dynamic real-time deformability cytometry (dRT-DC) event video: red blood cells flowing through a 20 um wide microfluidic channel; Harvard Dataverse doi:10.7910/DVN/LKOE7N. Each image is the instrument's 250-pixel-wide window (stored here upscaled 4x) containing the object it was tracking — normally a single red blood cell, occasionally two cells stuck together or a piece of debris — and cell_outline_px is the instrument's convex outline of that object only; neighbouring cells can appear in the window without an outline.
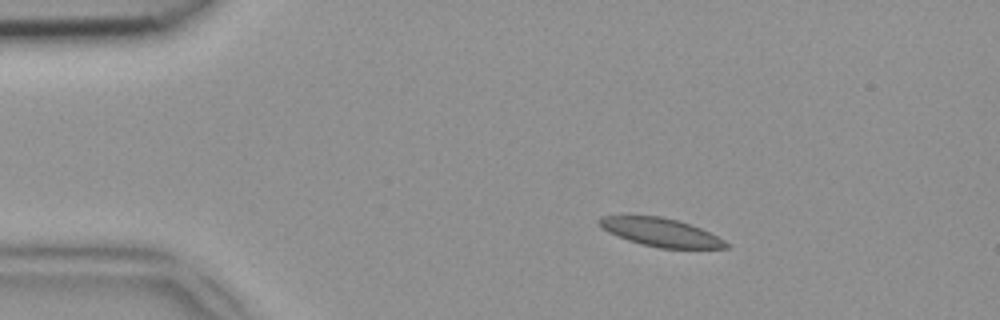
{"species": "common noctule bat (a hibernating species)", "species_latin": "Nyctalus noctula", "temperature_condition": "room temperature", "stored_images_in_passage": 43, "camera_frame_rate_fps": 3000, "um_per_image_px": 0.085, "animal": {"sex": "female", "body_mass_g": 18.4}, "frame": {"image": 1, "passage_image": 2, "time_ms": 0.333, "image_size_px": [1000, 320], "cell_outline_px": [[732, 244], [728, 248], [660, 248], [640, 244], [616, 236], [600, 228], [596, 220], [600, 216], [660, 216], [676, 220], [700, 228]], "centroid_in_image_um": [56.12, 19.75], "position_along_channel_um": 28.9, "area_um2": 20.87}}
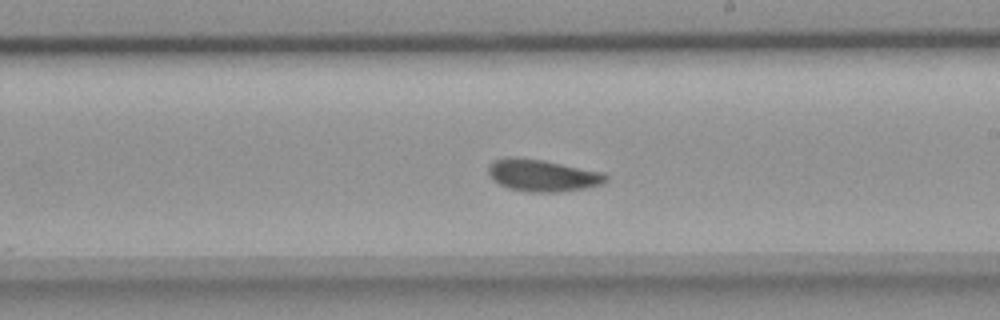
{"frame": {"image": 2, "passage_image": 22, "time_ms": 7.0, "image_size_px": [1000, 320], "cell_outline_px": [[608, 180], [600, 184], [584, 188], [560, 192], [528, 192], [508, 188], [492, 180], [488, 176], [488, 164], [492, 160], [508, 156], [512, 156], [544, 160], [604, 172], [608, 176]], "centroid_in_image_um": [46.06, 14.89], "position_along_channel_um": 242.9, "area_um2": 22.25}}
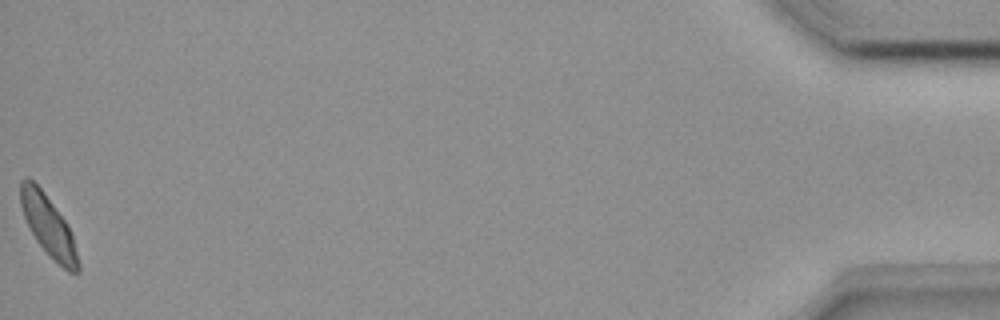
{"frame": {"image": 3, "passage_image": 43, "time_ms": 14.0, "image_size_px": [1000, 320], "cell_outline_px": [[80, 272], [68, 272], [36, 240], [24, 216], [20, 204], [20, 180], [24, 176], [28, 176], [44, 192], [64, 220], [72, 236], [80, 264]], "centroid_in_image_um": [4.09, 19.15], "position_along_channel_um": 431.1, "area_um2": 19.71}}